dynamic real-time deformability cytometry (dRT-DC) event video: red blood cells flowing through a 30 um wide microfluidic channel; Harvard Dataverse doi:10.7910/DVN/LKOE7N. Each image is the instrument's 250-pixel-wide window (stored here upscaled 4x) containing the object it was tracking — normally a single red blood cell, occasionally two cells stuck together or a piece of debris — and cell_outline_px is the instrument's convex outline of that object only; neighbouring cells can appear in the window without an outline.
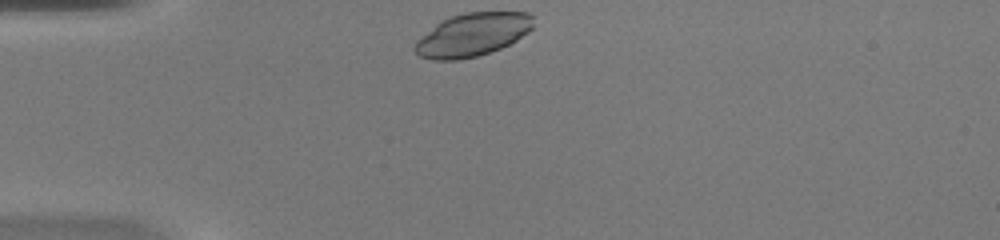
{"species": "common noctule bat (a hibernating species)", "species_latin": "Nyctalus noctula", "temperature_condition": "warm", "stored_images_in_passage": 32, "camera_frame_rate_fps": 3000, "um_per_image_px": 0.085, "animal": {"sex": "female", "body_mass_g": 20.0, "forearm_length_mm": 54.0}, "frame": {"image": 1, "passage_image": 1, "time_ms": 0.0, "image_size_px": [1000, 240], "cell_outline_px": [[532, 28], [528, 32], [516, 40], [500, 48], [476, 56], [456, 60], [432, 60], [420, 56], [412, 48], [416, 40], [436, 24], [452, 16], [468, 12], [528, 12], [532, 16]], "centroid_in_image_um": [40.13, 2.95], "position_along_channel_um": 44.9, "area_um2": 29.48}}